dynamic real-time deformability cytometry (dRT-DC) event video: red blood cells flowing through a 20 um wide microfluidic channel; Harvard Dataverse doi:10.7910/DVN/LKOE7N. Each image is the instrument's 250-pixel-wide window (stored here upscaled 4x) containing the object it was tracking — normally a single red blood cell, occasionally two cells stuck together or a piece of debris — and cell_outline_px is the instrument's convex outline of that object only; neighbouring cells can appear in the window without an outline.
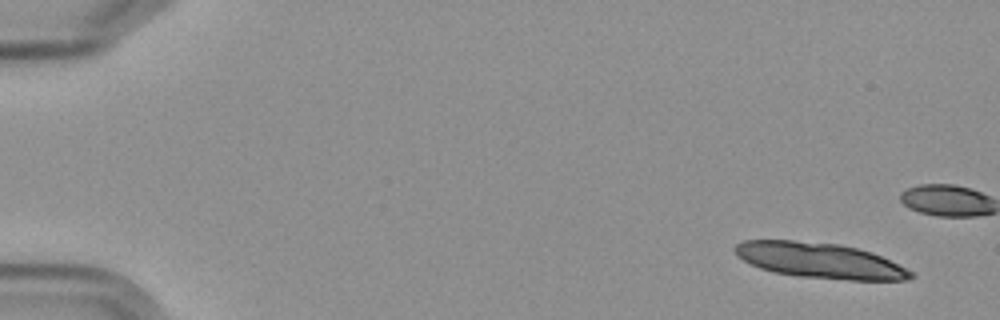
{"species": "Egyptian fruit bat (a non-hibernating species)", "species_latin": "Rousettus aegyptiacus", "temperature_condition": "cold", "stored_images_in_passage": 16, "camera_frame_rate_fps": 3000, "um_per_image_px": 0.085, "frame": {"image": 1, "passage_image": 1, "time_ms": 0.0, "image_size_px": [1000, 320], "cell_outline_px": [[916, 276], [908, 280], [852, 280], [800, 276], [772, 272], [760, 268], [736, 256], [732, 248], [736, 244], [744, 240], [792, 240], [840, 244], [872, 252], [912, 272]], "centroid_in_image_um": [69.64, 22.13], "position_along_channel_um": 15.4, "area_um2": 36.13}, "authors_computed_cell_mechanics": {"area_um2": 21.0681, "velocity_mm_per_s": 3.5451, "shape_relaxation_time_tau1_ms": 7.4882, "shape_relaxation_time_tau2_ms": 5.4567, "deformation_change_tau1": 0.1285, "deformation_change_tau2": 0.0685}}